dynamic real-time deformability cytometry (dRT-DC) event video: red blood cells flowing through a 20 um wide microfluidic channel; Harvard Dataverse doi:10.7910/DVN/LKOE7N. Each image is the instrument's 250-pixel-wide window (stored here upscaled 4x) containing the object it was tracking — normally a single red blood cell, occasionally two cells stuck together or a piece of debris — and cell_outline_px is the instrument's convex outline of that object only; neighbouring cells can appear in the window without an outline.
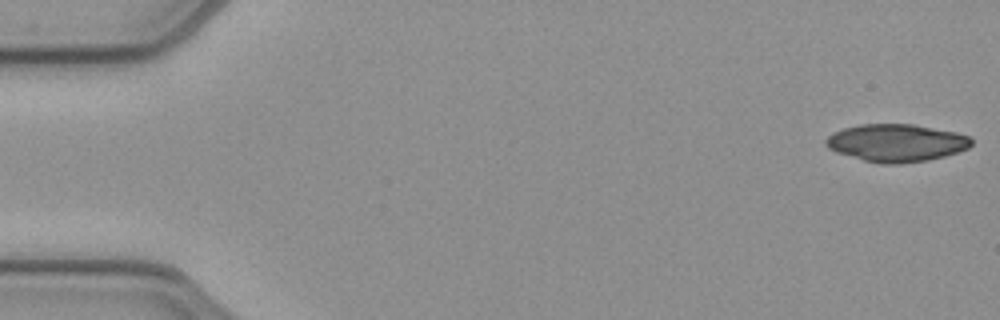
{"species": "common noctule bat (a hibernating species)", "species_latin": "Nyctalus noctula", "temperature_condition": "cold", "stored_images_in_passage": 51, "camera_frame_rate_fps": 3000, "um_per_image_px": 0.085, "animal": {"sex": "female", "body_mass_g": 21.9}, "frame": {"image": 1, "passage_image": 1, "time_ms": 0.0, "image_size_px": [1000, 320], "cell_outline_px": [[972, 144], [968, 148], [944, 156], [928, 160], [900, 164], [884, 164], [864, 160], [836, 152], [828, 148], [824, 144], [824, 140], [832, 132], [844, 128], [860, 124], [912, 124], [956, 132], [972, 136]], "centroid_in_image_um": [76.18, 12.14], "position_along_channel_um": 8.8, "area_um2": 31.96}}